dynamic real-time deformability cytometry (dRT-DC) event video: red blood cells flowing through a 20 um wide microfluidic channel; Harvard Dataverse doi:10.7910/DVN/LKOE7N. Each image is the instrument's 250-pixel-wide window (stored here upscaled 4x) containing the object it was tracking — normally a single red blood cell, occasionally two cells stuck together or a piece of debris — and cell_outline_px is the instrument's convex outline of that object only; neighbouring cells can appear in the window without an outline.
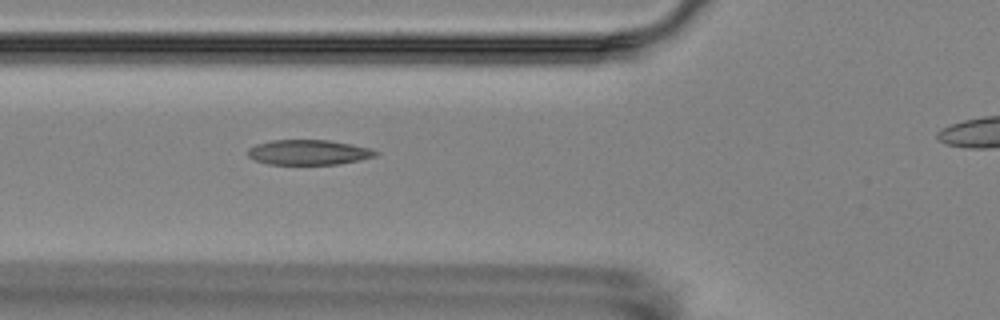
{"species": "Egyptian fruit bat (a non-hibernating species)", "species_latin": "Rousettus aegyptiacus", "temperature_condition": "room temperature", "stored_images_in_passage": 5, "segment_of_instrument_passage": [1, 2], "camera_frame_rate_fps": 3000, "um_per_image_px": 0.085, "animal": {"sex": "female"}, "frame": {"image": 1, "passage_image": 4, "time_ms": 3.333, "image_size_px": [1000, 320], "cell_outline_px": [[380, 152], [376, 156], [360, 160], [340, 164], [268, 164], [256, 160], [248, 156], [248, 148], [256, 144], [272, 140], [328, 140], [368, 148]], "centroid_in_image_um": [26.22, 12.95], "position_along_channel_um": 99.6, "area_um2": 18.5}}